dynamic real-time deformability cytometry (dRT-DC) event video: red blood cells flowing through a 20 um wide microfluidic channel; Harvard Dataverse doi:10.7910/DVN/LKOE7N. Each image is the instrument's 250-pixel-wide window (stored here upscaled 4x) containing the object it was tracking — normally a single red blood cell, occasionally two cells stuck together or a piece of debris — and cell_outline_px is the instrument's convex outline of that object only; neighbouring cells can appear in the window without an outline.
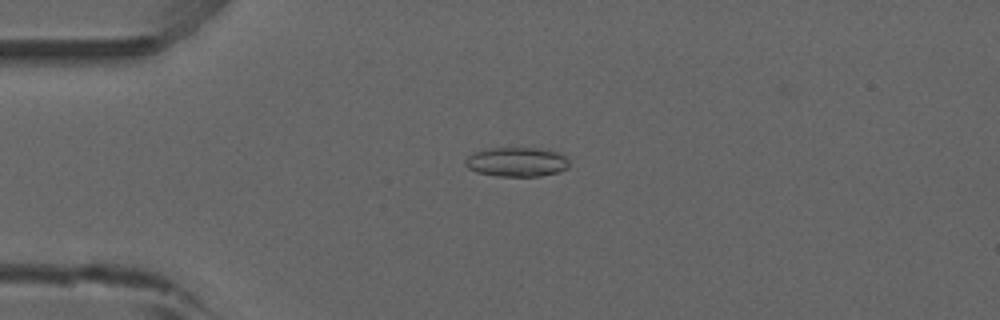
{"species": "common noctule bat (a hibernating species)", "species_latin": "Nyctalus noctula", "temperature_condition": "room temperature", "stored_images_in_passage": 53, "camera_frame_rate_fps": 3000, "um_per_image_px": 0.085, "animal": {"sex": "male", "forearm_length_mm": 52.5}, "frame": {"image": 1, "passage_image": 13, "time_ms": 4.0, "image_size_px": [1000, 320], "cell_outline_px": [[568, 168], [556, 172], [540, 176], [496, 176], [476, 172], [468, 168], [464, 164], [464, 160], [472, 152], [488, 148], [544, 148], [560, 152], [568, 156]], "centroid_in_image_um": [43.92, 13.75], "position_along_channel_um": 41.1, "area_um2": 18.09}}
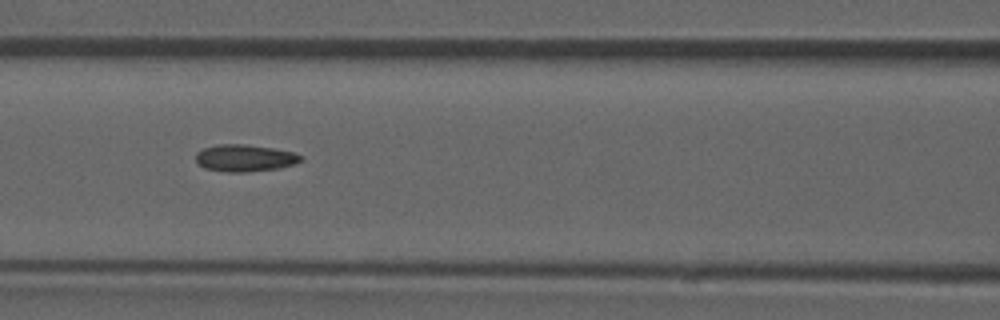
{"frame": {"image": 2, "passage_image": 23, "time_ms": 7.333, "image_size_px": [1000, 320], "cell_outline_px": [[304, 160], [296, 164], [280, 168], [244, 172], [228, 172], [204, 168], [196, 164], [196, 152], [204, 148], [216, 144], [244, 144], [272, 148], [292, 152], [304, 156]], "centroid_in_image_um": [20.81, 13.43], "position_along_channel_um": 145.8, "area_um2": 16.7}}
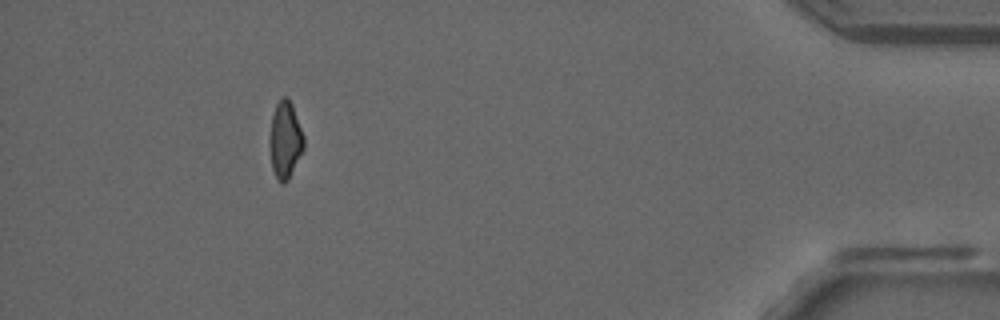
{"frame": {"image": 3, "passage_image": 48, "time_ms": 15.667, "image_size_px": [1000, 320], "cell_outline_px": [[304, 148], [288, 180], [284, 184], [280, 184], [276, 180], [272, 168], [268, 148], [268, 140], [272, 116], [276, 104], [284, 96], [288, 96], [292, 104], [304, 136]], "centroid_in_image_um": [24.21, 11.93], "position_along_channel_um": 411.0, "area_um2": 15.66}, "authors_computed_cell_mechanics": {"area_um2": 16.184, "velocity_mm_per_s": 3.9068, "shape_relaxation_time_tau1_ms": null, "shape_relaxation_time_tau2_ms": 3.6718, "deformation_change_tau1": null, "deformation_change_tau2": 0.1235}}